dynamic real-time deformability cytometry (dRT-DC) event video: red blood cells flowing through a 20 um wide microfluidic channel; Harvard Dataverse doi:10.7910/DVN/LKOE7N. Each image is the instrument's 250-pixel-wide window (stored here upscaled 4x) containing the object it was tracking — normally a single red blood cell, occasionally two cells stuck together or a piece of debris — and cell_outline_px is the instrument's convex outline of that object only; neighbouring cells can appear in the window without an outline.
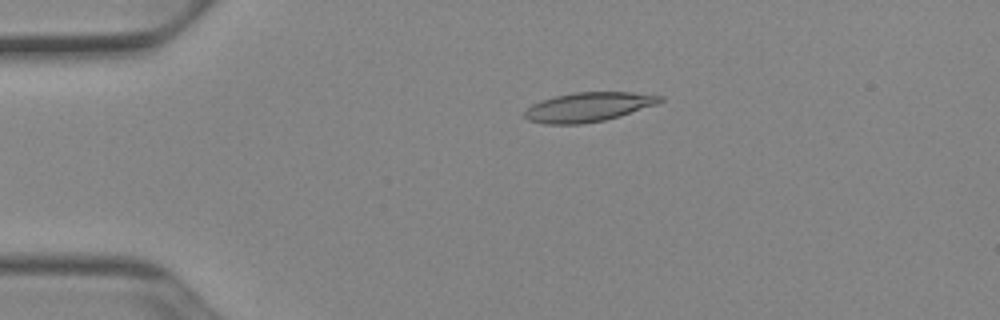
{"species": "Egyptian fruit bat (a non-hibernating species)", "species_latin": "Rousettus aegyptiacus", "temperature_condition": "cold", "stored_images_in_passage": 52, "camera_frame_rate_fps": 3000, "um_per_image_px": 0.085, "animal": {"sex": "female"}, "frame": {"image": 1, "passage_image": 11, "time_ms": 3.333, "image_size_px": [1000, 320], "cell_outline_px": [[664, 100], [656, 104], [620, 116], [604, 120], [580, 124], [544, 124], [528, 120], [524, 116], [524, 112], [532, 104], [540, 100], [572, 92], [632, 92], [664, 96]], "centroid_in_image_um": [50.0, 9.09], "position_along_channel_um": 35.0, "area_um2": 23.12}}
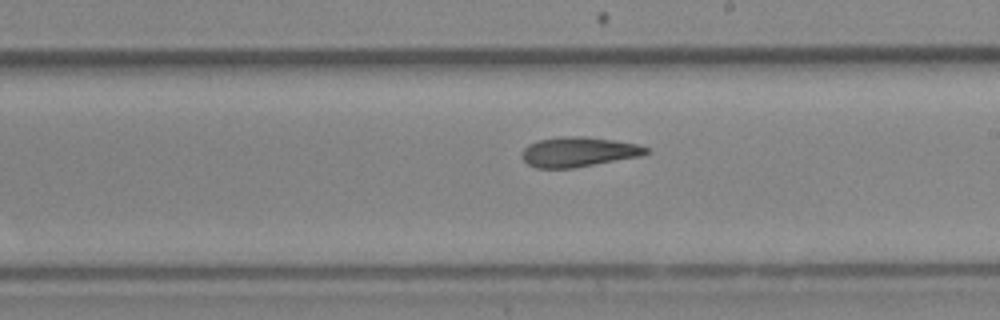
{"frame": {"image": 2, "passage_image": 30, "time_ms": 9.667, "image_size_px": [1000, 320], "cell_outline_px": [[652, 152], [644, 156], [572, 168], [536, 168], [528, 164], [520, 156], [520, 152], [528, 144], [540, 140], [560, 136], [584, 136], [616, 140], [640, 144], [648, 148]], "centroid_in_image_um": [49.22, 12.9], "position_along_channel_um": 239.8, "area_um2": 22.02}}
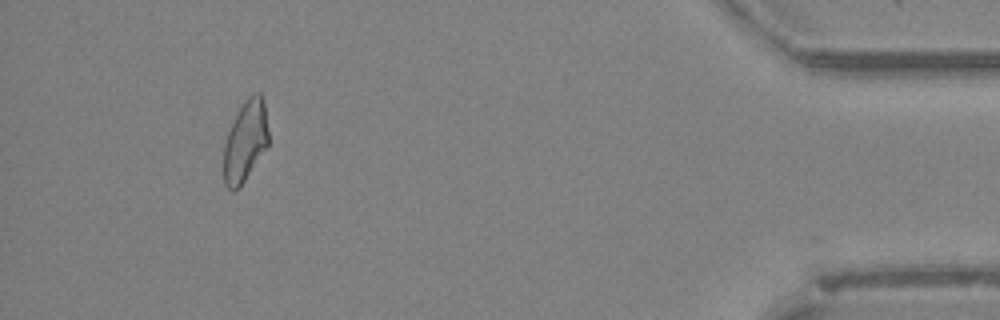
{"frame": {"image": 3, "passage_image": 48, "time_ms": 15.667, "image_size_px": [1000, 320], "cell_outline_px": [[268, 144], [240, 188], [232, 192], [224, 184], [224, 144], [228, 132], [244, 100], [248, 96], [256, 92], [260, 92], [264, 104], [268, 132]], "centroid_in_image_um": [20.84, 12.03], "position_along_channel_um": 414.4, "area_um2": 20.87}, "authors_computed_cell_mechanics": {"area_um2": 22.1952, "velocity_mm_per_s": 3.9182, "shape_relaxation_time_tau1_ms": null, "shape_relaxation_time_tau2_ms": 3.1828, "deformation_change_tau1": null, "deformation_change_tau2": 0.1201}}